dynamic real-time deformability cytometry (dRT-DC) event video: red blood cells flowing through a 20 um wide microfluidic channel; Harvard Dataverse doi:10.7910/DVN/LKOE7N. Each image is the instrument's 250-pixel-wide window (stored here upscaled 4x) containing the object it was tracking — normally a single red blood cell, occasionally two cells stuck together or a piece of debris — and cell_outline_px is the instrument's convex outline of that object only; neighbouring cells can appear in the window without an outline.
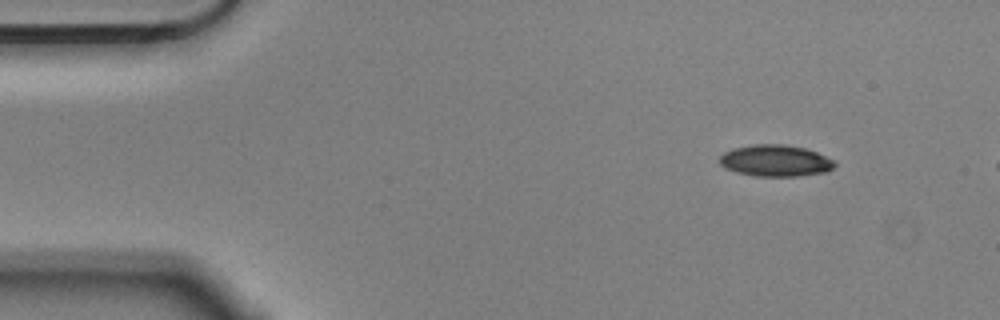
{"species": "Egyptian fruit bat (a non-hibernating species)", "species_latin": "Rousettus aegyptiacus", "temperature_condition": "cold", "stored_images_in_passage": 4, "camera_frame_rate_fps": 3000, "um_per_image_px": 0.085, "animal": {"sex": "male"}, "frame": {"image": 1, "passage_image": 2, "time_ms": 0.333, "image_size_px": [1000, 320], "cell_outline_px": [[836, 164], [832, 168], [824, 172], [796, 176], [756, 176], [736, 172], [724, 168], [720, 164], [720, 156], [724, 152], [732, 148], [752, 144], [784, 144], [804, 148], [816, 152], [836, 160]], "centroid_in_image_um": [65.89, 13.65], "position_along_channel_um": 19.1, "area_um2": 21.21}}